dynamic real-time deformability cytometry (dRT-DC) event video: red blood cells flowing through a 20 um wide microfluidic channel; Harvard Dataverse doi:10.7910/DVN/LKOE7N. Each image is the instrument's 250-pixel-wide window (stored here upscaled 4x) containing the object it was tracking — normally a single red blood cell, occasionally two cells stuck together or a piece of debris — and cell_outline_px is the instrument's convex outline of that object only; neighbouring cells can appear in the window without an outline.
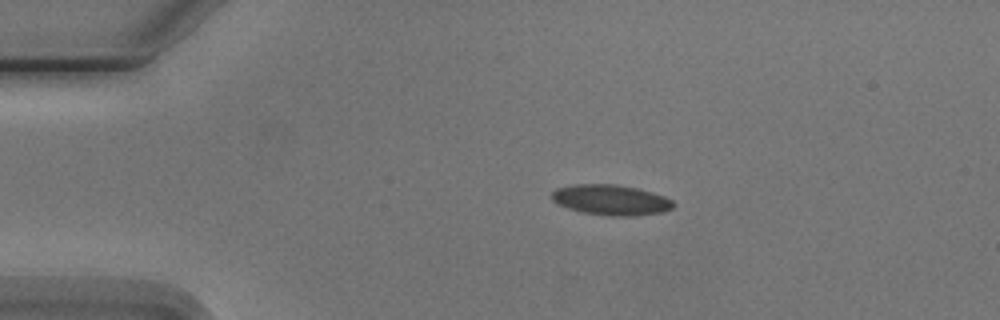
{"species": "Egyptian fruit bat (a non-hibernating species)", "species_latin": "Rousettus aegyptiacus", "temperature_condition": "cold", "stored_images_in_passage": 4, "camera_frame_rate_fps": 3000, "um_per_image_px": 0.085, "animal": {"sex": "male"}, "frame": {"image": 1, "passage_image": 2, "time_ms": 2.0, "image_size_px": [1000, 320], "cell_outline_px": [[676, 204], [672, 208], [660, 212], [632, 216], [612, 216], [580, 212], [568, 208], [552, 200], [552, 192], [556, 188], [572, 184], [616, 184], [636, 188], [652, 192], [664, 196], [672, 200]], "centroid_in_image_um": [51.92, 16.99], "position_along_channel_um": 33.1, "area_um2": 21.5}}
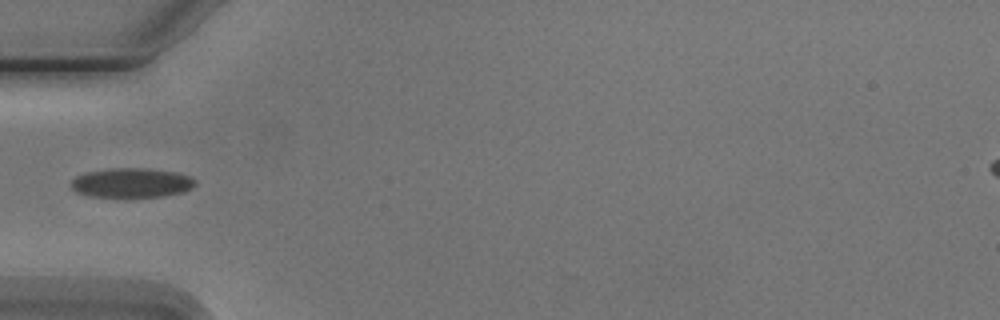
{"frame": {"image": 2, "passage_image": 4, "time_ms": 4.333, "image_size_px": [1000, 320], "cell_outline_px": [[196, 184], [192, 188], [184, 192], [164, 196], [124, 200], [88, 196], [76, 192], [72, 188], [72, 180], [76, 176], [88, 172], [108, 168], [148, 168], [176, 172], [192, 176], [196, 180]], "centroid_in_image_um": [11.21, 15.58], "position_along_channel_um": 73.8, "area_um2": 22.43}}